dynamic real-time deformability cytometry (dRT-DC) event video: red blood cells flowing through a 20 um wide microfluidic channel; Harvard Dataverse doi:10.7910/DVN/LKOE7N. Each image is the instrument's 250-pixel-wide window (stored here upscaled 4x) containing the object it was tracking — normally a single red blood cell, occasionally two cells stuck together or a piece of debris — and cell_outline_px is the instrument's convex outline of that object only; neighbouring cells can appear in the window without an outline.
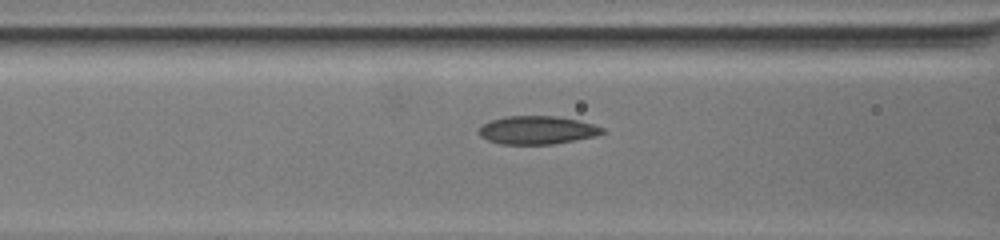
{"species": "common noctule bat (a hibernating species)", "species_latin": "Nyctalus noctula", "temperature_condition": "warm", "stored_images_in_passage": 22, "camera_frame_rate_fps": 3000, "um_per_image_px": 0.085, "animal": {"sex": "female", "body_mass_g": 19.5, "forearm_length_mm": 54.1}, "frame": {"image": 1, "passage_image": 19, "time_ms": 8.667, "image_size_px": [1000, 240], "cell_outline_px": [[604, 132], [592, 136], [552, 144], [500, 144], [488, 140], [480, 136], [480, 128], [484, 124], [492, 120], [504, 116], [556, 116], [576, 120], [592, 124], [604, 128]], "centroid_in_image_um": [45.62, 11.05], "position_along_channel_um": 121.0, "area_um2": 19.88}}
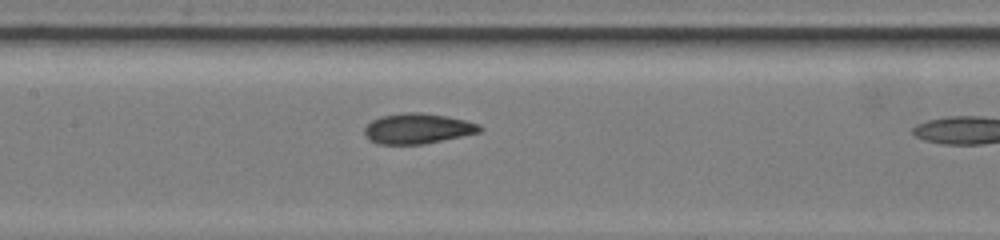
{"frame": {"image": 2, "passage_image": 22, "time_ms": 10.333, "image_size_px": [1000, 240], "cell_outline_px": [[484, 128], [480, 132], [420, 144], [376, 144], [368, 140], [364, 132], [364, 128], [372, 120], [380, 116], [400, 112], [420, 112], [444, 116], [464, 120], [476, 124]], "centroid_in_image_um": [35.42, 10.92], "position_along_channel_um": 172.0, "area_um2": 20.17}}